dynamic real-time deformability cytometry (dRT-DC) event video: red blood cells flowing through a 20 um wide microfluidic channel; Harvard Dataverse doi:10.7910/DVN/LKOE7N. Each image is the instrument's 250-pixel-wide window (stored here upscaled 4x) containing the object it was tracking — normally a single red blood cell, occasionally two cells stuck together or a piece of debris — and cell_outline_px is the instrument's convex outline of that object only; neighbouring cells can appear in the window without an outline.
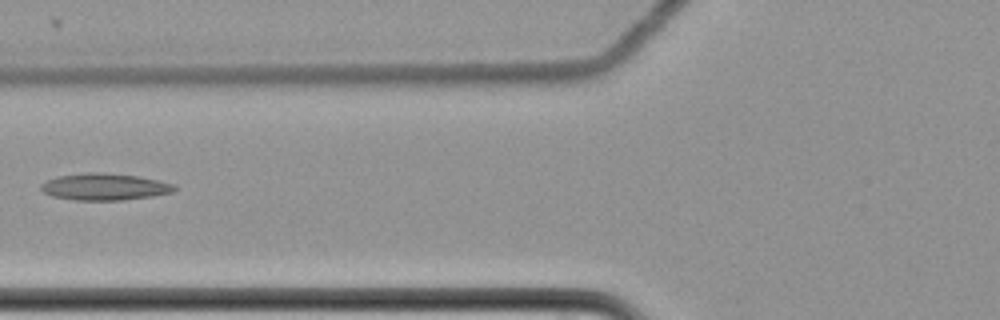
{"species": "common noctule bat (a hibernating species)", "species_latin": "Nyctalus noctula", "temperature_condition": "cold", "stored_images_in_passage": 9, "camera_frame_rate_fps": 3000, "um_per_image_px": 0.085, "animal": {"sex": "female", "body_mass_g": 22.7, "forearm_length_mm": 54.2}, "frame": {"image": 1, "passage_image": 7, "time_ms": 2.0, "image_size_px": [1000, 320], "cell_outline_px": [[176, 188], [172, 192], [152, 196], [124, 200], [76, 200], [52, 196], [44, 192], [40, 188], [40, 184], [56, 176], [88, 172], [100, 172], [136, 176], [160, 180], [176, 184]], "centroid_in_image_um": [8.9, 15.87], "position_along_channel_um": 116.9, "area_um2": 20.87}}
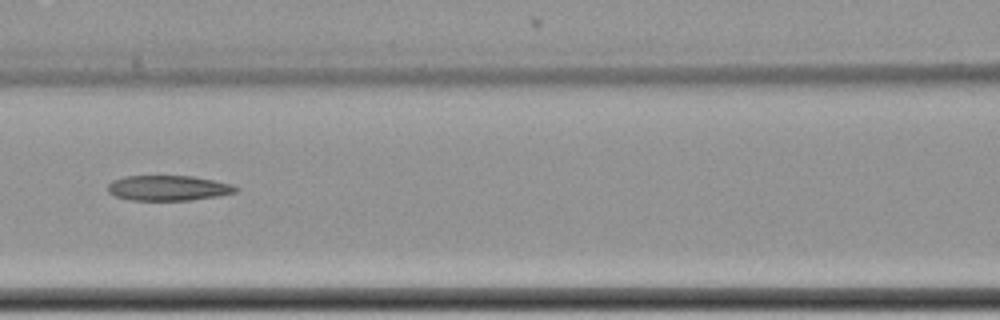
{"frame": {"image": 2, "passage_image": 8, "time_ms": 2.333, "image_size_px": [1000, 320], "cell_outline_px": [[240, 188], [236, 192], [216, 196], [188, 200], [128, 200], [116, 196], [108, 192], [108, 184], [112, 180], [124, 176], [192, 176], [232, 184]], "centroid_in_image_um": [14.28, 15.98], "position_along_channel_um": 152.3, "area_um2": 18.73}}
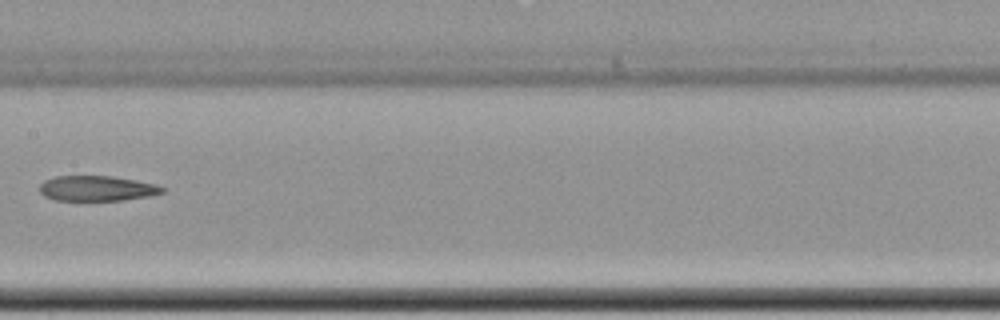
{"frame": {"image": 3, "passage_image": 9, "time_ms": 2.667, "image_size_px": [1000, 320], "cell_outline_px": [[164, 192], [152, 196], [124, 200], [56, 200], [44, 196], [40, 192], [40, 184], [44, 180], [56, 176], [112, 176], [136, 180], [156, 184], [164, 188]], "centroid_in_image_um": [8.26, 16.01], "position_along_channel_um": 199.1, "area_um2": 18.09}}